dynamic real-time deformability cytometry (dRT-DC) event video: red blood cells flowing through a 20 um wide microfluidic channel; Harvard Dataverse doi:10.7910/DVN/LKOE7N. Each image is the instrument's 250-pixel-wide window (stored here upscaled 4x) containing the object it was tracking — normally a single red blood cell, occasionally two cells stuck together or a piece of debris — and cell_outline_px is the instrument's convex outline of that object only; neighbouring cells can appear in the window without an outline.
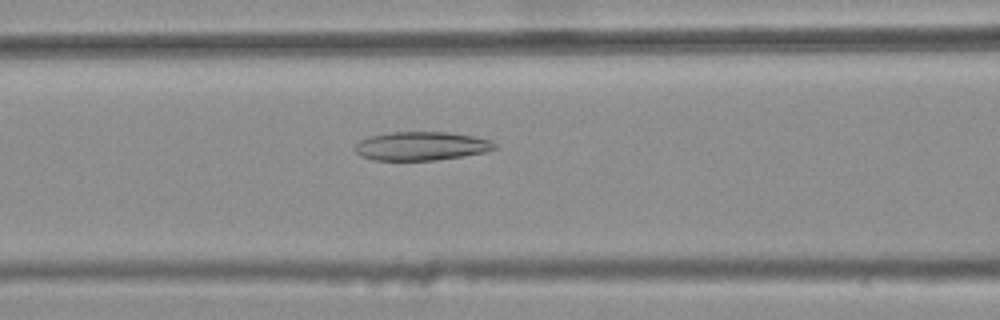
{"species": "common noctule bat (a hibernating species)", "species_latin": "Nyctalus noctula", "temperature_condition": "warm", "stored_images_in_passage": 37, "camera_frame_rate_fps": 3000, "um_per_image_px": 0.085, "animal": {"sex": "female", "body_mass_g": 25.1}, "frame": {"image": 1, "passage_image": 11, "time_ms": 3.333, "image_size_px": [1000, 320], "cell_outline_px": [[496, 148], [484, 152], [464, 156], [436, 160], [372, 160], [356, 152], [356, 144], [360, 140], [368, 136], [388, 132], [448, 132], [476, 136], [492, 140], [496, 144]], "centroid_in_image_um": [35.84, 12.4], "position_along_channel_um": 130.8, "area_um2": 23.41}}
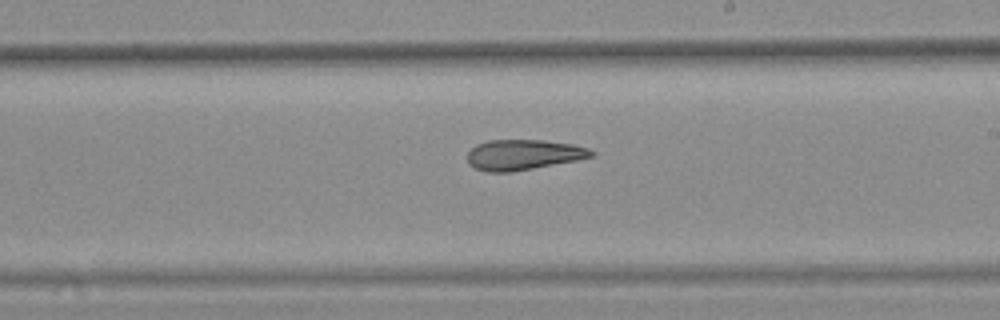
{"frame": {"image": 2, "passage_image": 20, "time_ms": 6.333, "image_size_px": [1000, 320], "cell_outline_px": [[596, 152], [592, 156], [576, 160], [512, 172], [488, 172], [476, 168], [468, 164], [468, 152], [476, 144], [488, 140], [544, 140], [572, 144], [588, 148]], "centroid_in_image_um": [44.47, 13.15], "position_along_channel_um": 244.5, "area_um2": 21.85}}
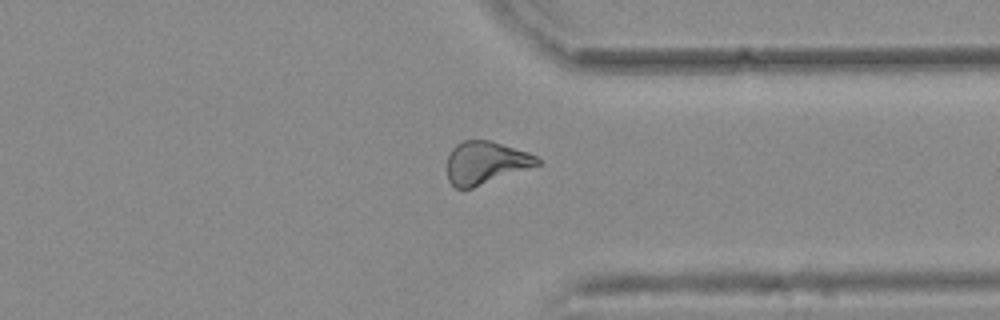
{"frame": {"image": 3, "passage_image": 30, "time_ms": 9.667, "image_size_px": [1000, 320], "cell_outline_px": [[540, 164], [472, 188], [456, 188], [448, 180], [448, 156], [452, 148], [460, 140], [492, 140], [528, 152], [536, 156], [540, 160]], "centroid_in_image_um": [41.26, 13.8], "position_along_channel_um": 370.1, "area_um2": 22.31}, "authors_computed_cell_mechanics": {"area_um2": 22.6576, "velocity_mm_per_s": 3.8065, "shape_relaxation_time_tau1_ms": null, "shape_relaxation_time_tau2_ms": 4.6735, "deformation_change_tau1": null, "deformation_change_tau2": 0.1492}}